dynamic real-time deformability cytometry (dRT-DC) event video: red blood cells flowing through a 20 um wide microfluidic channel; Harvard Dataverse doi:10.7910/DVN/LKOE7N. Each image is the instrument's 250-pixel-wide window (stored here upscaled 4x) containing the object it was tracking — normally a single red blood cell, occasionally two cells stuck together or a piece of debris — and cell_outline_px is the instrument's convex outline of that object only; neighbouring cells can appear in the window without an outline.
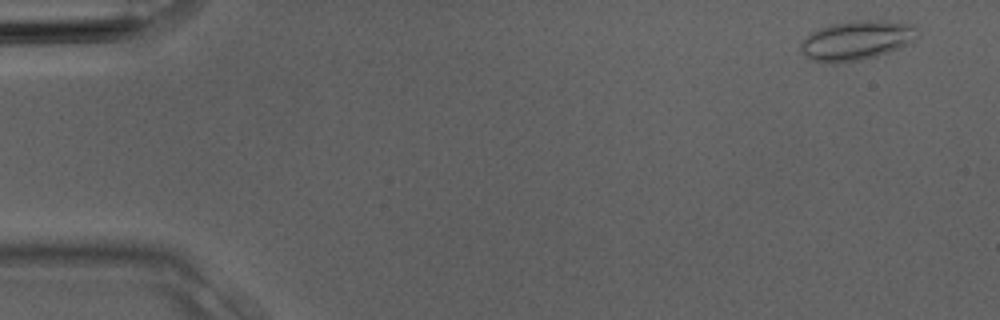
{"species": "Egyptian fruit bat (a non-hibernating species)", "species_latin": "Rousettus aegyptiacus", "temperature_condition": "room temperature", "stored_images_in_passage": 4, "camera_frame_rate_fps": 3000, "um_per_image_px": 0.085, "animal": {"sex": "male"}, "frame": {"image": 1, "passage_image": 1, "time_ms": 0.0, "image_size_px": [1000, 320], "cell_outline_px": [[916, 28], [908, 40], [900, 48], [876, 56], [860, 60], [836, 64], [832, 64], [808, 60], [800, 52], [800, 44], [812, 32], [820, 28], [832, 24], [860, 20], [884, 20], [912, 24]], "centroid_in_image_um": [72.69, 3.46], "position_along_channel_um": 12.3, "area_um2": 26.41}}